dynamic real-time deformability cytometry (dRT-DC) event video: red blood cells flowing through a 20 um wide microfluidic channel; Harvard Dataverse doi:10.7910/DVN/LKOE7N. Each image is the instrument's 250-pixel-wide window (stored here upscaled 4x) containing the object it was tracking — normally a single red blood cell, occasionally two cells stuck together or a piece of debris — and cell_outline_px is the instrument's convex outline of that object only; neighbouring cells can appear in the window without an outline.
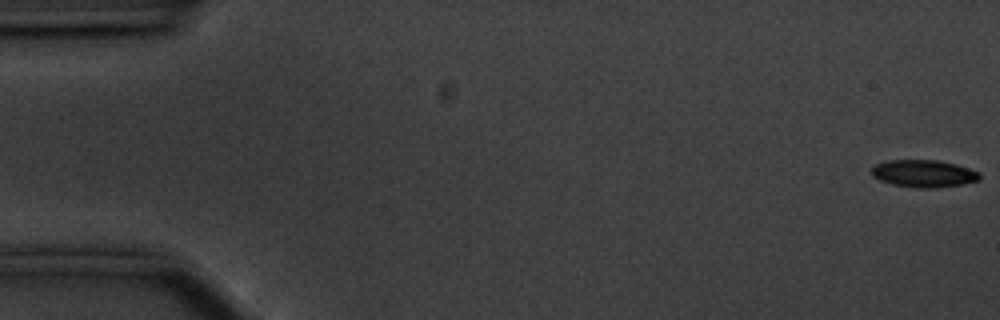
{"species": "common noctule bat (a hibernating species)", "species_latin": "Nyctalus noctula", "temperature_condition": "cold", "stored_images_in_passage": 57, "camera_frame_rate_fps": 3000, "um_per_image_px": 0.085, "animal": {"sex": "male", "body_mass_g": 20.1, "forearm_length_mm": 53.5}, "frame": {"image": 1, "passage_image": 1, "time_ms": 0.0, "image_size_px": [1000, 320], "cell_outline_px": [[980, 180], [964, 184], [932, 188], [920, 188], [892, 184], [880, 180], [872, 176], [872, 168], [876, 164], [888, 160], [936, 160], [956, 164], [980, 172]], "centroid_in_image_um": [78.53, 14.75], "position_along_channel_um": 6.5, "area_um2": 17.17}}
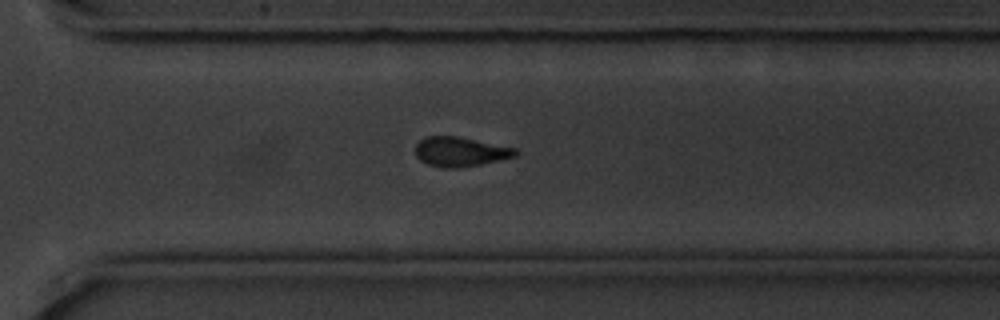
{"frame": {"image": 2, "passage_image": 40, "time_ms": 13.0, "image_size_px": [1000, 320], "cell_outline_px": [[516, 156], [480, 164], [460, 168], [444, 168], [428, 164], [420, 160], [416, 156], [416, 144], [424, 136], [456, 136], [516, 148]], "centroid_in_image_um": [39.08, 12.89], "position_along_channel_um": 331.5, "area_um2": 17.05}}
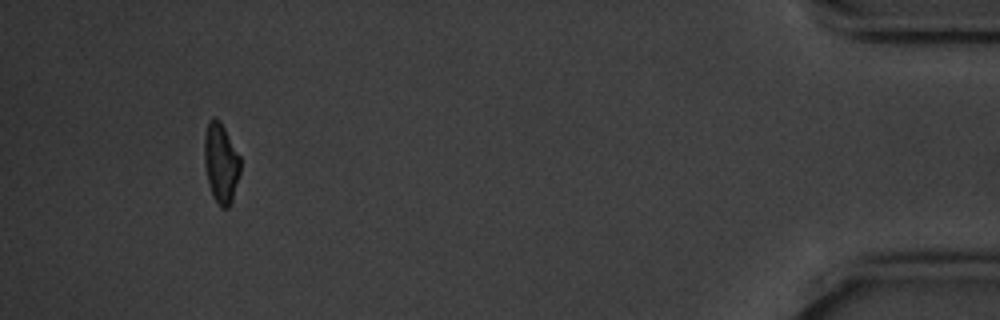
{"frame": {"image": 3, "passage_image": 53, "time_ms": 17.333, "image_size_px": [1000, 320], "cell_outline_px": [[240, 172], [232, 200], [228, 208], [220, 208], [212, 196], [204, 164], [204, 136], [208, 124], [212, 116], [216, 116], [220, 120], [240, 156]], "centroid_in_image_um": [18.77, 13.85], "position_along_channel_um": 416.4, "area_um2": 16.82}, "authors_computed_cell_mechanics": {"area_um2": 17.5134, "velocity_mm_per_s": 3.5559, "shape_relaxation_time_tau1_ms": 2.594, "shape_relaxation_time_tau2_ms": 4.127, "deformation_change_tau1": 0.1119, "deformation_change_tau2": 0.1124}}